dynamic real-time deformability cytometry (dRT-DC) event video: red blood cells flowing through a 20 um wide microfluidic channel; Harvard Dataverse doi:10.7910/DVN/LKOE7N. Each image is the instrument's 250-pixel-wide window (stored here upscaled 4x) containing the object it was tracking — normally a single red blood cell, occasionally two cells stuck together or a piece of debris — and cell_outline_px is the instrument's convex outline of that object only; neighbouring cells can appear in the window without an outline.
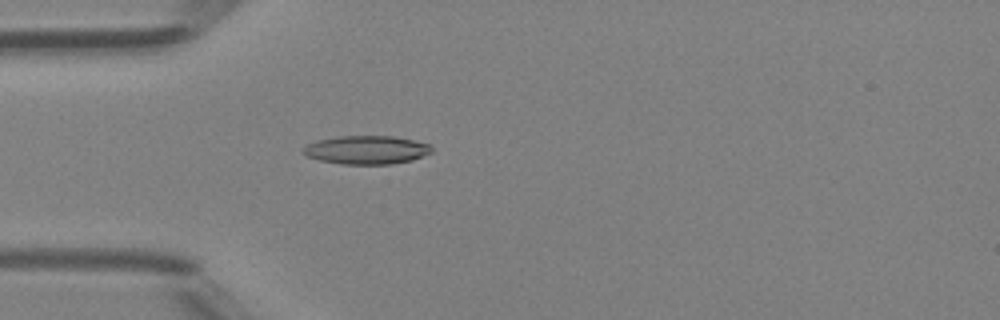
{"species": "Egyptian fruit bat (a non-hibernating species)", "species_latin": "Rousettus aegyptiacus", "temperature_condition": "room temperature", "stored_images_in_passage": 47, "camera_frame_rate_fps": 3000, "um_per_image_px": 0.085, "animal": {"sex": "female"}, "frame": {"image": 1, "passage_image": 13, "time_ms": 4.0, "image_size_px": [1000, 320], "cell_outline_px": [[432, 152], [412, 160], [392, 164], [344, 164], [320, 160], [308, 156], [304, 152], [304, 148], [308, 144], [316, 140], [340, 136], [392, 136], [432, 144]], "centroid_in_image_um": [31.2, 12.74], "position_along_channel_um": 53.8, "area_um2": 21.15}}
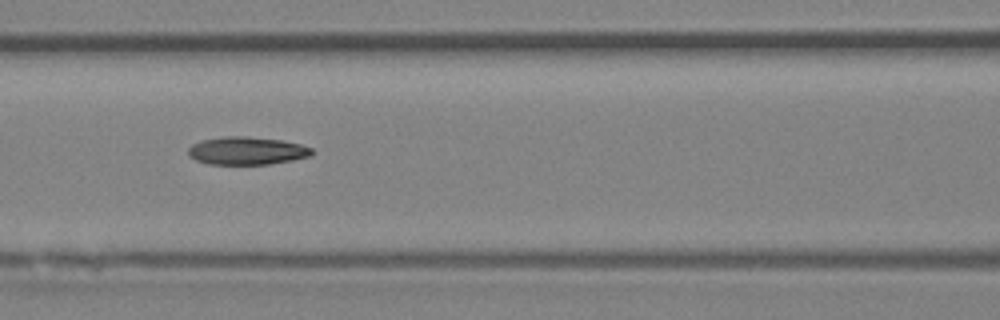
{"frame": {"image": 2, "passage_image": 20, "time_ms": 6.333, "image_size_px": [1000, 320], "cell_outline_px": [[312, 152], [308, 156], [292, 160], [268, 164], [208, 164], [196, 160], [188, 156], [188, 148], [192, 144], [200, 140], [224, 136], [248, 136], [280, 140], [300, 144], [312, 148]], "centroid_in_image_um": [20.92, 12.81], "position_along_channel_um": 145.7, "area_um2": 20.06}}
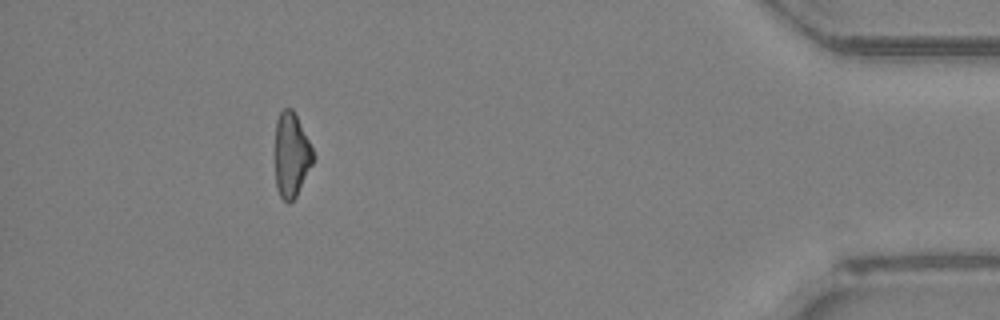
{"frame": {"image": 3, "passage_image": 43, "time_ms": 14.0, "image_size_px": [1000, 320], "cell_outline_px": [[316, 156], [296, 196], [288, 204], [280, 196], [276, 188], [276, 120], [280, 112], [284, 108], [292, 108]], "centroid_in_image_um": [24.77, 13.18], "position_along_channel_um": 410.4, "area_um2": 18.44}, "authors_computed_cell_mechanics": {"area_um2": 20.4612, "velocity_mm_per_s": 4.2329, "shape_relaxation_time_tau1_ms": 8.4491, "shape_relaxation_time_tau2_ms": 10.2909, "deformation_change_tau1": 0.1704, "deformation_change_tau2": 0.2047}}